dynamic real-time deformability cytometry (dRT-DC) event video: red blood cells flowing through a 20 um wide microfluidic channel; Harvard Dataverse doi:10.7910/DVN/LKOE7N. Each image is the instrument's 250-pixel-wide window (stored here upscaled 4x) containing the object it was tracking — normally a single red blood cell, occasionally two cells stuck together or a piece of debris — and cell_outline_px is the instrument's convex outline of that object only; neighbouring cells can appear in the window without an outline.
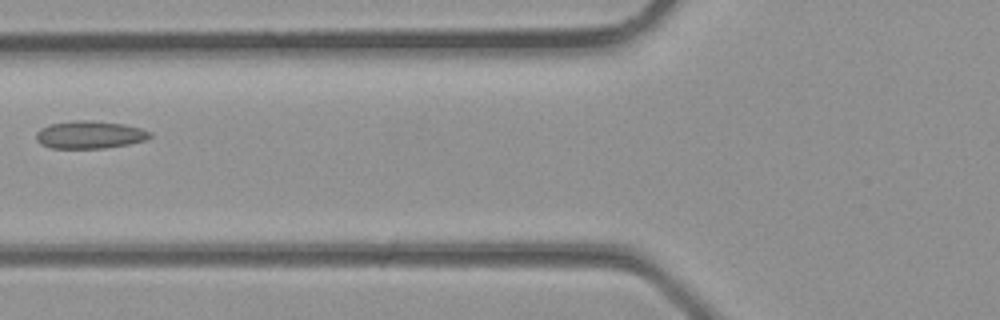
{"species": "common noctule bat (a hibernating species)", "species_latin": "Nyctalus noctula", "temperature_condition": "room temperature", "stored_images_in_passage": 3, "camera_frame_rate_fps": 3000, "um_per_image_px": 0.085, "animal": {"sex": "male", "body_mass_g": 23.1, "forearm_length_mm": 52.7}, "frame": {"image": 1, "passage_image": 3, "time_ms": 0.667, "image_size_px": [1000, 320], "cell_outline_px": [[152, 136], [144, 140], [128, 144], [104, 148], [52, 148], [40, 144], [36, 140], [36, 132], [40, 128], [52, 124], [76, 120], [92, 120], [124, 124], [140, 128], [152, 132]], "centroid_in_image_um": [7.62, 11.45], "position_along_channel_um": 118.2, "area_um2": 18.32}}